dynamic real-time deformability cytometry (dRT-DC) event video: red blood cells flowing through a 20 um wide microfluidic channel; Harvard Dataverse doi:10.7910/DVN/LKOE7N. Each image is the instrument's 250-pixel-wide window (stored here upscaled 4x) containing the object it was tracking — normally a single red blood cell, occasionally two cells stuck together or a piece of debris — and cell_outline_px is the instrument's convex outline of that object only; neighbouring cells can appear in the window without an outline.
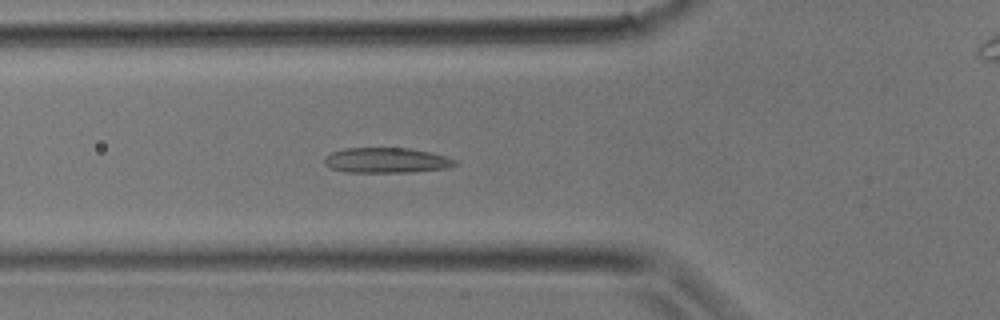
{"species": "common noctule bat (a hibernating species)", "species_latin": "Nyctalus noctula", "temperature_condition": "room temperature", "stored_images_in_passage": 26, "camera_frame_rate_fps": 3000, "um_per_image_px": 0.085, "animal": {"sex": "male", "body_mass_g": 17.9}, "frame": {"image": 1, "passage_image": 3, "time_ms": 0.667, "image_size_px": [1000, 320], "cell_outline_px": [[456, 164], [448, 168], [412, 172], [344, 172], [332, 168], [324, 164], [324, 156], [332, 152], [344, 148], [408, 148], [432, 152], [448, 156], [456, 160]], "centroid_in_image_um": [32.86, 13.62], "position_along_channel_um": 92.9, "area_um2": 19.36}}
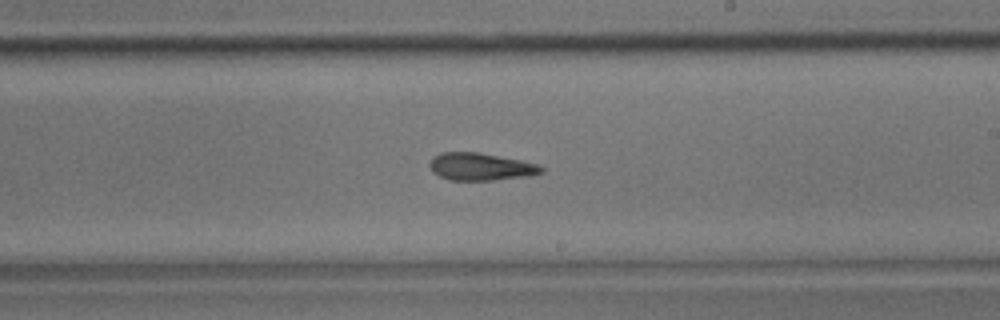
{"frame": {"image": 2, "passage_image": 11, "time_ms": 3.333, "image_size_px": [1000, 320], "cell_outline_px": [[544, 172], [532, 176], [492, 180], [448, 180], [432, 172], [428, 164], [432, 156], [440, 152], [476, 152], [520, 160], [536, 164], [544, 168]], "centroid_in_image_um": [40.82, 14.17], "position_along_channel_um": 248.2, "area_um2": 17.98}}
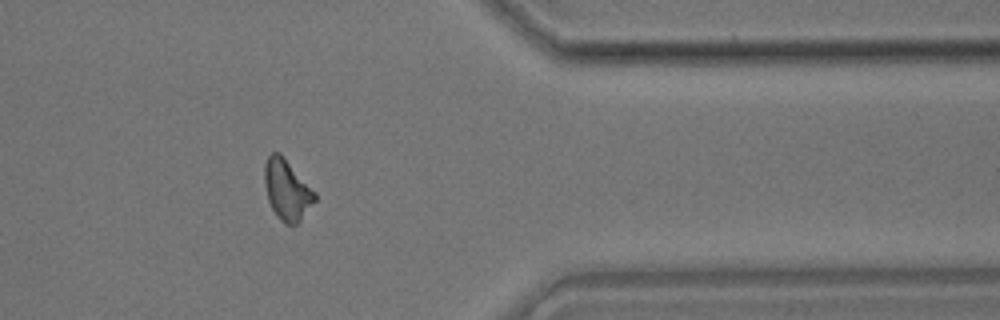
{"frame": {"image": 3, "passage_image": 19, "time_ms": 6.0, "image_size_px": [1000, 320], "cell_outline_px": [[316, 200], [300, 220], [296, 224], [288, 224], [280, 220], [276, 216], [268, 200], [264, 184], [264, 164], [268, 156], [272, 152], [280, 152], [284, 156], [316, 192]], "centroid_in_image_um": [24.38, 16.1], "position_along_channel_um": 387.0, "area_um2": 17.8}}